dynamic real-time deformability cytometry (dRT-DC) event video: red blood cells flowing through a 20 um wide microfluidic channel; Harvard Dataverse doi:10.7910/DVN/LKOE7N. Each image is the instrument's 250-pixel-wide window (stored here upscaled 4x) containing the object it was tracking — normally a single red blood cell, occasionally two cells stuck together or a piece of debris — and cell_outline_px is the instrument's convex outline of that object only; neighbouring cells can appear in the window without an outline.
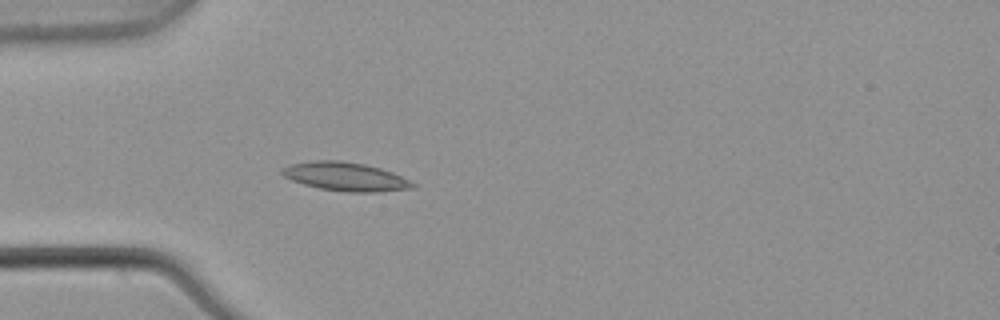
{"species": "common noctule bat (a hibernating species)", "species_latin": "Nyctalus noctula", "temperature_condition": "warm", "stored_images_in_passage": 1, "camera_frame_rate_fps": 3000, "um_per_image_px": 0.085, "animal": {"sex": "male", "body_mass_g": 21.5, "forearm_length_mm": 52.0}, "frame": {"image": 1, "passage_image": 1, "time_ms": 0.0, "image_size_px": [1000, 320], "cell_outline_px": [[416, 188], [376, 192], [344, 192], [320, 188], [304, 184], [292, 180], [284, 176], [280, 172], [280, 168], [292, 164], [316, 160], [340, 160], [364, 164], [380, 168], [392, 172], [416, 184]], "centroid_in_image_um": [29.36, 15.01], "position_along_channel_um": 55.6, "area_um2": 21.73}}